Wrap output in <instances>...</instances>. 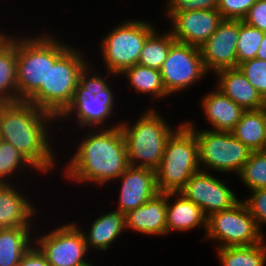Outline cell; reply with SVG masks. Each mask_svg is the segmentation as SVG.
I'll return each mask as SVG.
<instances>
[{"instance_id":"obj_16","label":"cell","mask_w":266,"mask_h":266,"mask_svg":"<svg viewBox=\"0 0 266 266\" xmlns=\"http://www.w3.org/2000/svg\"><path fill=\"white\" fill-rule=\"evenodd\" d=\"M119 179L122 183L117 210L125 215L159 193L153 169L129 166Z\"/></svg>"},{"instance_id":"obj_34","label":"cell","mask_w":266,"mask_h":266,"mask_svg":"<svg viewBox=\"0 0 266 266\" xmlns=\"http://www.w3.org/2000/svg\"><path fill=\"white\" fill-rule=\"evenodd\" d=\"M257 0H219L217 10L223 19L243 20Z\"/></svg>"},{"instance_id":"obj_13","label":"cell","mask_w":266,"mask_h":266,"mask_svg":"<svg viewBox=\"0 0 266 266\" xmlns=\"http://www.w3.org/2000/svg\"><path fill=\"white\" fill-rule=\"evenodd\" d=\"M205 171L193 174L179 193L199 206L208 217L215 212L232 208L240 200L227 184Z\"/></svg>"},{"instance_id":"obj_1","label":"cell","mask_w":266,"mask_h":266,"mask_svg":"<svg viewBox=\"0 0 266 266\" xmlns=\"http://www.w3.org/2000/svg\"><path fill=\"white\" fill-rule=\"evenodd\" d=\"M55 119L28 101L0 103V140L12 144L34 170L49 172L56 159L49 143L48 125Z\"/></svg>"},{"instance_id":"obj_26","label":"cell","mask_w":266,"mask_h":266,"mask_svg":"<svg viewBox=\"0 0 266 266\" xmlns=\"http://www.w3.org/2000/svg\"><path fill=\"white\" fill-rule=\"evenodd\" d=\"M265 240L255 245L217 248L220 265L264 266L266 262Z\"/></svg>"},{"instance_id":"obj_31","label":"cell","mask_w":266,"mask_h":266,"mask_svg":"<svg viewBox=\"0 0 266 266\" xmlns=\"http://www.w3.org/2000/svg\"><path fill=\"white\" fill-rule=\"evenodd\" d=\"M26 165L34 168L12 144L0 140V184L9 183L10 174Z\"/></svg>"},{"instance_id":"obj_8","label":"cell","mask_w":266,"mask_h":266,"mask_svg":"<svg viewBox=\"0 0 266 266\" xmlns=\"http://www.w3.org/2000/svg\"><path fill=\"white\" fill-rule=\"evenodd\" d=\"M198 142L199 164L217 172L239 173L252 152L231 132L197 130L192 122H185Z\"/></svg>"},{"instance_id":"obj_19","label":"cell","mask_w":266,"mask_h":266,"mask_svg":"<svg viewBox=\"0 0 266 266\" xmlns=\"http://www.w3.org/2000/svg\"><path fill=\"white\" fill-rule=\"evenodd\" d=\"M11 184H0V228L30 227L36 209Z\"/></svg>"},{"instance_id":"obj_24","label":"cell","mask_w":266,"mask_h":266,"mask_svg":"<svg viewBox=\"0 0 266 266\" xmlns=\"http://www.w3.org/2000/svg\"><path fill=\"white\" fill-rule=\"evenodd\" d=\"M231 133L250 150L265 151L266 107L245 111Z\"/></svg>"},{"instance_id":"obj_11","label":"cell","mask_w":266,"mask_h":266,"mask_svg":"<svg viewBox=\"0 0 266 266\" xmlns=\"http://www.w3.org/2000/svg\"><path fill=\"white\" fill-rule=\"evenodd\" d=\"M169 95L187 89L207 75L200 48L175 41L160 68Z\"/></svg>"},{"instance_id":"obj_22","label":"cell","mask_w":266,"mask_h":266,"mask_svg":"<svg viewBox=\"0 0 266 266\" xmlns=\"http://www.w3.org/2000/svg\"><path fill=\"white\" fill-rule=\"evenodd\" d=\"M125 229V214L121 211L114 210L99 216L91 224L88 234L83 232L88 250L90 247L107 250Z\"/></svg>"},{"instance_id":"obj_10","label":"cell","mask_w":266,"mask_h":266,"mask_svg":"<svg viewBox=\"0 0 266 266\" xmlns=\"http://www.w3.org/2000/svg\"><path fill=\"white\" fill-rule=\"evenodd\" d=\"M17 37L16 76L18 101H27L41 85L49 70V35L27 39Z\"/></svg>"},{"instance_id":"obj_18","label":"cell","mask_w":266,"mask_h":266,"mask_svg":"<svg viewBox=\"0 0 266 266\" xmlns=\"http://www.w3.org/2000/svg\"><path fill=\"white\" fill-rule=\"evenodd\" d=\"M215 74L219 78L217 89L245 111L260 110L266 107V101L248 81L239 67L222 69Z\"/></svg>"},{"instance_id":"obj_7","label":"cell","mask_w":266,"mask_h":266,"mask_svg":"<svg viewBox=\"0 0 266 266\" xmlns=\"http://www.w3.org/2000/svg\"><path fill=\"white\" fill-rule=\"evenodd\" d=\"M101 41L102 59L108 73L121 74L138 64L140 53L148 36L155 30L153 24L141 20H128L117 25Z\"/></svg>"},{"instance_id":"obj_29","label":"cell","mask_w":266,"mask_h":266,"mask_svg":"<svg viewBox=\"0 0 266 266\" xmlns=\"http://www.w3.org/2000/svg\"><path fill=\"white\" fill-rule=\"evenodd\" d=\"M237 175L251 191L266 188V151H252Z\"/></svg>"},{"instance_id":"obj_30","label":"cell","mask_w":266,"mask_h":266,"mask_svg":"<svg viewBox=\"0 0 266 266\" xmlns=\"http://www.w3.org/2000/svg\"><path fill=\"white\" fill-rule=\"evenodd\" d=\"M264 32L239 20L237 42V67L240 63L256 58Z\"/></svg>"},{"instance_id":"obj_20","label":"cell","mask_w":266,"mask_h":266,"mask_svg":"<svg viewBox=\"0 0 266 266\" xmlns=\"http://www.w3.org/2000/svg\"><path fill=\"white\" fill-rule=\"evenodd\" d=\"M202 106L207 121L212 124L214 131L231 132L245 112L219 89L205 95Z\"/></svg>"},{"instance_id":"obj_27","label":"cell","mask_w":266,"mask_h":266,"mask_svg":"<svg viewBox=\"0 0 266 266\" xmlns=\"http://www.w3.org/2000/svg\"><path fill=\"white\" fill-rule=\"evenodd\" d=\"M120 75H126L138 94L153 95L154 99L169 96L163 85L160 70L136 64L125 69Z\"/></svg>"},{"instance_id":"obj_35","label":"cell","mask_w":266,"mask_h":266,"mask_svg":"<svg viewBox=\"0 0 266 266\" xmlns=\"http://www.w3.org/2000/svg\"><path fill=\"white\" fill-rule=\"evenodd\" d=\"M251 192L253 194L243 202L261 230L262 223L266 225V188L252 190Z\"/></svg>"},{"instance_id":"obj_38","label":"cell","mask_w":266,"mask_h":266,"mask_svg":"<svg viewBox=\"0 0 266 266\" xmlns=\"http://www.w3.org/2000/svg\"><path fill=\"white\" fill-rule=\"evenodd\" d=\"M256 58L260 60H266V32H264V36L257 51Z\"/></svg>"},{"instance_id":"obj_5","label":"cell","mask_w":266,"mask_h":266,"mask_svg":"<svg viewBox=\"0 0 266 266\" xmlns=\"http://www.w3.org/2000/svg\"><path fill=\"white\" fill-rule=\"evenodd\" d=\"M119 125L126 144L129 166L156 170L167 140L175 129L155 109L144 112L133 126L125 121Z\"/></svg>"},{"instance_id":"obj_9","label":"cell","mask_w":266,"mask_h":266,"mask_svg":"<svg viewBox=\"0 0 266 266\" xmlns=\"http://www.w3.org/2000/svg\"><path fill=\"white\" fill-rule=\"evenodd\" d=\"M206 239L221 243L217 248L255 245L264 240L243 200L232 208L207 217Z\"/></svg>"},{"instance_id":"obj_17","label":"cell","mask_w":266,"mask_h":266,"mask_svg":"<svg viewBox=\"0 0 266 266\" xmlns=\"http://www.w3.org/2000/svg\"><path fill=\"white\" fill-rule=\"evenodd\" d=\"M166 205L167 193H158L125 215L126 229L153 236L167 234Z\"/></svg>"},{"instance_id":"obj_14","label":"cell","mask_w":266,"mask_h":266,"mask_svg":"<svg viewBox=\"0 0 266 266\" xmlns=\"http://www.w3.org/2000/svg\"><path fill=\"white\" fill-rule=\"evenodd\" d=\"M239 20L223 19L216 31L200 47L207 72L237 67Z\"/></svg>"},{"instance_id":"obj_33","label":"cell","mask_w":266,"mask_h":266,"mask_svg":"<svg viewBox=\"0 0 266 266\" xmlns=\"http://www.w3.org/2000/svg\"><path fill=\"white\" fill-rule=\"evenodd\" d=\"M167 15L171 20L176 14L193 10H214L218 8L219 0H169Z\"/></svg>"},{"instance_id":"obj_6","label":"cell","mask_w":266,"mask_h":266,"mask_svg":"<svg viewBox=\"0 0 266 266\" xmlns=\"http://www.w3.org/2000/svg\"><path fill=\"white\" fill-rule=\"evenodd\" d=\"M89 65L88 63L79 75V82L71 103L57 119L73 117L75 113L79 125L91 126V128L94 126L95 130L99 128V125L102 127L104 121L110 117L112 109L114 110V96L107 80L97 73L90 75Z\"/></svg>"},{"instance_id":"obj_28","label":"cell","mask_w":266,"mask_h":266,"mask_svg":"<svg viewBox=\"0 0 266 266\" xmlns=\"http://www.w3.org/2000/svg\"><path fill=\"white\" fill-rule=\"evenodd\" d=\"M175 41L170 31L161 35L155 29L143 45L138 64L160 70L168 56L171 45Z\"/></svg>"},{"instance_id":"obj_4","label":"cell","mask_w":266,"mask_h":266,"mask_svg":"<svg viewBox=\"0 0 266 266\" xmlns=\"http://www.w3.org/2000/svg\"><path fill=\"white\" fill-rule=\"evenodd\" d=\"M195 132L185 123L167 140L159 167L155 170L159 193L179 192L200 171Z\"/></svg>"},{"instance_id":"obj_15","label":"cell","mask_w":266,"mask_h":266,"mask_svg":"<svg viewBox=\"0 0 266 266\" xmlns=\"http://www.w3.org/2000/svg\"><path fill=\"white\" fill-rule=\"evenodd\" d=\"M171 21L170 32L177 42L200 48L216 31L223 17L217 9L193 10L178 13Z\"/></svg>"},{"instance_id":"obj_32","label":"cell","mask_w":266,"mask_h":266,"mask_svg":"<svg viewBox=\"0 0 266 266\" xmlns=\"http://www.w3.org/2000/svg\"><path fill=\"white\" fill-rule=\"evenodd\" d=\"M238 67L266 101V60L254 58L240 63Z\"/></svg>"},{"instance_id":"obj_40","label":"cell","mask_w":266,"mask_h":266,"mask_svg":"<svg viewBox=\"0 0 266 266\" xmlns=\"http://www.w3.org/2000/svg\"><path fill=\"white\" fill-rule=\"evenodd\" d=\"M81 266H93V264L91 265L90 262L88 261L87 263L81 265Z\"/></svg>"},{"instance_id":"obj_2","label":"cell","mask_w":266,"mask_h":266,"mask_svg":"<svg viewBox=\"0 0 266 266\" xmlns=\"http://www.w3.org/2000/svg\"><path fill=\"white\" fill-rule=\"evenodd\" d=\"M96 131L89 132L70 162L68 161L64 170L65 177L69 180L104 185L118 179L129 167L120 125L116 124L107 129L103 126L101 130Z\"/></svg>"},{"instance_id":"obj_39","label":"cell","mask_w":266,"mask_h":266,"mask_svg":"<svg viewBox=\"0 0 266 266\" xmlns=\"http://www.w3.org/2000/svg\"><path fill=\"white\" fill-rule=\"evenodd\" d=\"M6 36V34H2V32L0 31V41Z\"/></svg>"},{"instance_id":"obj_23","label":"cell","mask_w":266,"mask_h":266,"mask_svg":"<svg viewBox=\"0 0 266 266\" xmlns=\"http://www.w3.org/2000/svg\"><path fill=\"white\" fill-rule=\"evenodd\" d=\"M17 38L5 36L0 41V103L18 101Z\"/></svg>"},{"instance_id":"obj_37","label":"cell","mask_w":266,"mask_h":266,"mask_svg":"<svg viewBox=\"0 0 266 266\" xmlns=\"http://www.w3.org/2000/svg\"><path fill=\"white\" fill-rule=\"evenodd\" d=\"M19 266H50V264L47 262L45 256L33 244L23 255Z\"/></svg>"},{"instance_id":"obj_25","label":"cell","mask_w":266,"mask_h":266,"mask_svg":"<svg viewBox=\"0 0 266 266\" xmlns=\"http://www.w3.org/2000/svg\"><path fill=\"white\" fill-rule=\"evenodd\" d=\"M30 234V227L0 228V266H19L32 246Z\"/></svg>"},{"instance_id":"obj_36","label":"cell","mask_w":266,"mask_h":266,"mask_svg":"<svg viewBox=\"0 0 266 266\" xmlns=\"http://www.w3.org/2000/svg\"><path fill=\"white\" fill-rule=\"evenodd\" d=\"M242 21L266 32V0H257Z\"/></svg>"},{"instance_id":"obj_21","label":"cell","mask_w":266,"mask_h":266,"mask_svg":"<svg viewBox=\"0 0 266 266\" xmlns=\"http://www.w3.org/2000/svg\"><path fill=\"white\" fill-rule=\"evenodd\" d=\"M177 197L175 203H169L171 197ZM167 233L187 231L200 227L207 229V217L202 209L179 192L167 193L166 205Z\"/></svg>"},{"instance_id":"obj_3","label":"cell","mask_w":266,"mask_h":266,"mask_svg":"<svg viewBox=\"0 0 266 266\" xmlns=\"http://www.w3.org/2000/svg\"><path fill=\"white\" fill-rule=\"evenodd\" d=\"M80 52L49 35V70L45 85L27 101L57 118L71 103L79 75L88 65Z\"/></svg>"},{"instance_id":"obj_12","label":"cell","mask_w":266,"mask_h":266,"mask_svg":"<svg viewBox=\"0 0 266 266\" xmlns=\"http://www.w3.org/2000/svg\"><path fill=\"white\" fill-rule=\"evenodd\" d=\"M78 226L75 223L65 224L35 239L34 245L50 266H81L87 263L84 256L88 248L83 231Z\"/></svg>"}]
</instances>
